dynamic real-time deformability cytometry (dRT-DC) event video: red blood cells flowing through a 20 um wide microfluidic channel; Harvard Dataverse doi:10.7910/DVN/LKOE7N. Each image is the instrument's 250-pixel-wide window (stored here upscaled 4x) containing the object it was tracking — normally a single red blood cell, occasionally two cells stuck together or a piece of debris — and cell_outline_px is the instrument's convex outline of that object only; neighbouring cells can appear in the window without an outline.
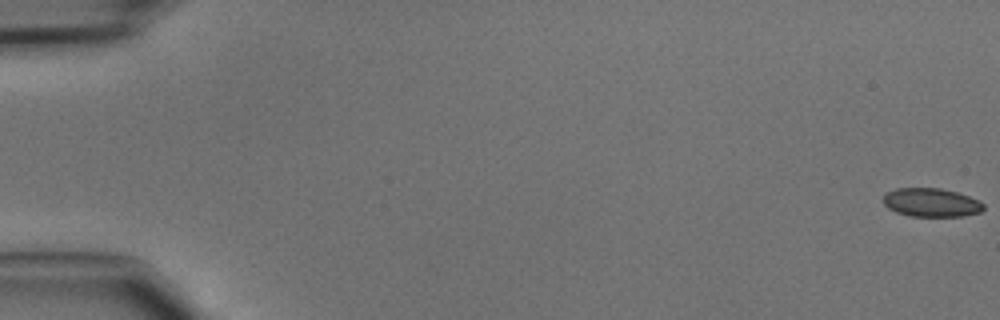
{"species": "common noctule bat (a hibernating species)", "species_latin": "Nyctalus noctula", "temperature_condition": "cold", "stored_images_in_passage": 47, "camera_frame_rate_fps": 3000, "um_per_image_px": 0.085, "animal": {"sex": "male", "body_mass_g": 15.6}, "frame": {"image": 1, "passage_image": 1, "time_ms": 0.0, "image_size_px": [1000, 320], "cell_outline_px": [[984, 208], [980, 212], [960, 216], [912, 216], [896, 212], [888, 208], [884, 204], [884, 196], [888, 192], [896, 188], [940, 188], [956, 192], [980, 200], [984, 204]], "centroid_in_image_um": [79.17, 17.21], "position_along_channel_um": 5.8, "area_um2": 16.59}}
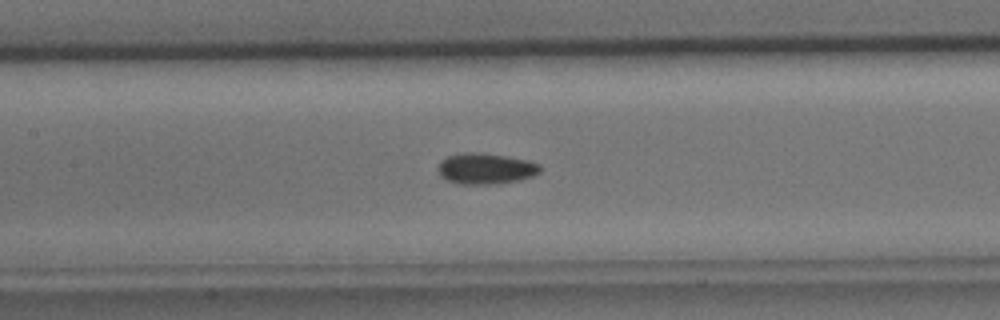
{"frame": {"image": 2, "passage_image": 23, "time_ms": 7.333, "image_size_px": [1000, 320], "cell_outline_px": [[540, 172], [532, 176], [516, 180], [496, 184], [460, 184], [448, 180], [440, 176], [436, 168], [440, 160], [448, 156], [468, 152], [476, 152], [508, 156], [528, 160], [540, 164]], "centroid_in_image_um": [41.25, 14.32], "position_along_channel_um": 166.1, "area_um2": 18.44}}
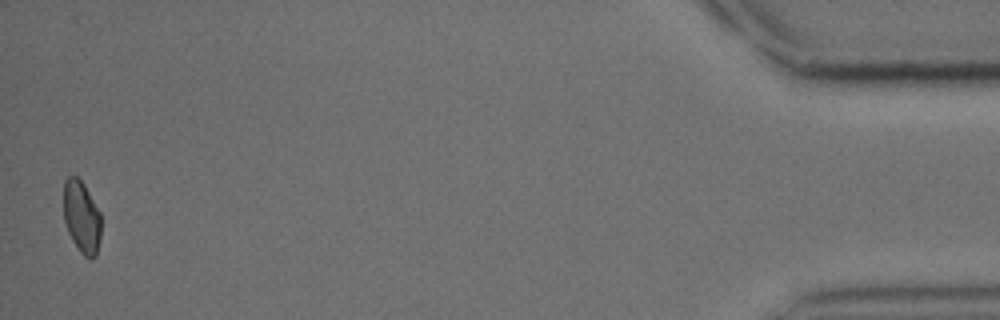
{"frame": {"image": 3, "passage_image": 47, "time_ms": 15.333, "image_size_px": [1000, 320], "cell_outline_px": [[100, 240], [96, 256], [84, 256], [80, 252], [72, 240], [68, 232], [64, 220], [64, 180], [68, 176], [76, 176], [84, 184], [100, 212]], "centroid_in_image_um": [6.93, 18.42], "position_along_channel_um": 428.3, "area_um2": 15.66}}